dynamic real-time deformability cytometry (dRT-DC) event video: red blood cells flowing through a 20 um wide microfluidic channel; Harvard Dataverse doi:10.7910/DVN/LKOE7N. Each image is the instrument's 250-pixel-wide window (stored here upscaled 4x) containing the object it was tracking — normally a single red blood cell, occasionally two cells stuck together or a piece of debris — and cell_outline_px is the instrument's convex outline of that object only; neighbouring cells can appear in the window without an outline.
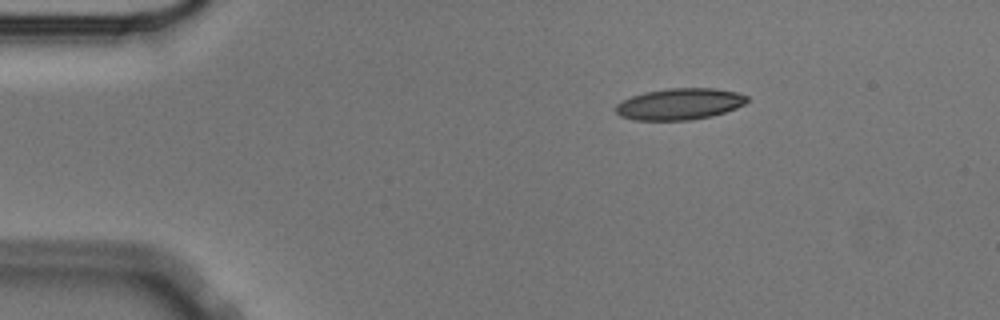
{"species": "Egyptian fruit bat (a non-hibernating species)", "species_latin": "Rousettus aegyptiacus", "temperature_condition": "cold", "stored_images_in_passage": 48, "camera_frame_rate_fps": 3000, "um_per_image_px": 0.085, "animal": {"sex": "male"}, "frame": {"image": 1, "passage_image": 1, "time_ms": 0.0, "image_size_px": [1000, 320], "cell_outline_px": [[748, 100], [744, 104], [736, 108], [712, 116], [692, 120], [636, 120], [620, 116], [612, 108], [616, 104], [632, 96], [644, 92], [668, 88], [716, 88], [736, 92], [748, 96]], "centroid_in_image_um": [57.75, 8.84], "position_along_channel_um": 27.2, "area_um2": 24.16}}
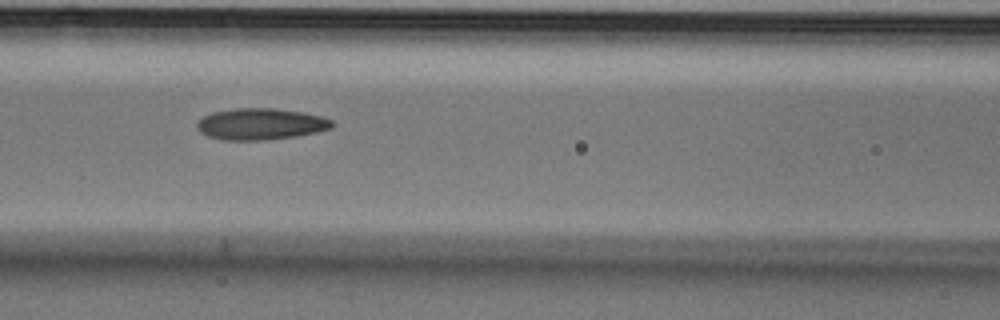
{"frame": {"image": 2, "passage_image": 16, "time_ms": 5.0, "image_size_px": [1000, 320], "cell_outline_px": [[332, 128], [316, 132], [296, 136], [268, 140], [224, 140], [208, 136], [200, 132], [196, 128], [196, 124], [204, 116], [212, 112], [236, 108], [276, 108], [304, 112], [320, 116], [332, 120]], "centroid_in_image_um": [22.15, 10.54], "position_along_channel_um": 144.5, "area_um2": 24.8}}
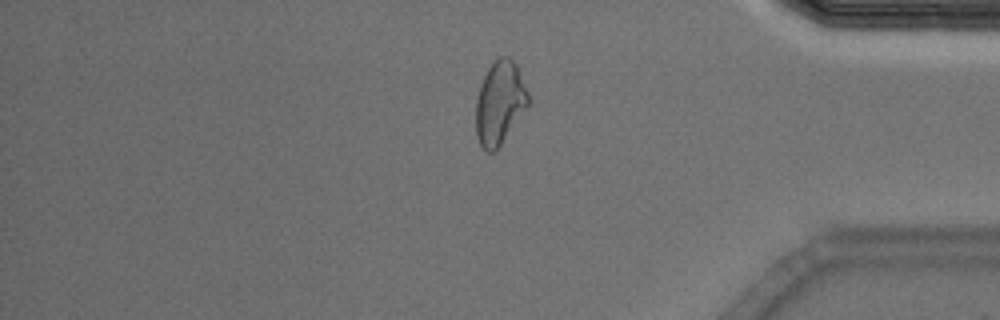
{"frame": {"image": 3, "passage_image": 39, "time_ms": 12.667, "image_size_px": [1000, 320], "cell_outline_px": [[528, 104], [500, 144], [492, 152], [488, 152], [480, 144], [476, 136], [476, 100], [480, 84], [488, 68], [500, 56], [508, 56], [516, 64], [528, 92]], "centroid_in_image_um": [42.45, 8.71], "position_along_channel_um": 392.8, "area_um2": 24.74}, "authors_computed_cell_mechanics": {"area_um2": 24.7962, "velocity_mm_per_s": 3.5429, "shape_relaxation_time_tau1_ms": 6.9516, "shape_relaxation_time_tau2_ms": 3.4704, "deformation_change_tau1": 0.1603, "deformation_change_tau2": 0.1135}}